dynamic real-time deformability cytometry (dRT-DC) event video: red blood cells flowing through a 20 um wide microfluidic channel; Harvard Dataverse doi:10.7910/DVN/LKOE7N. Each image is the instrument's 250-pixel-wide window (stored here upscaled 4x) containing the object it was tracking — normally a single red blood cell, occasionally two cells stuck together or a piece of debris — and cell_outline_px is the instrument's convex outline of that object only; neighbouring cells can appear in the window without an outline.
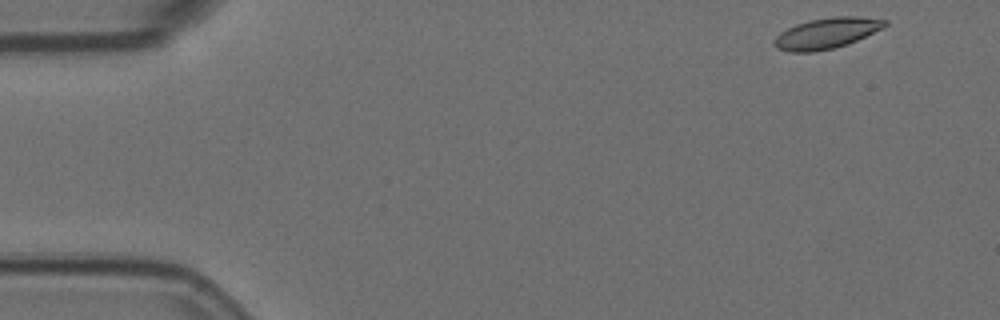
{"species": "Egyptian fruit bat (a non-hibernating species)", "species_latin": "Rousettus aegyptiacus", "temperature_condition": "room temperature", "stored_images_in_passage": 51, "camera_frame_rate_fps": 3000, "um_per_image_px": 0.085, "animal": {"sex": "female"}, "frame": {"image": 1, "passage_image": 1, "time_ms": 0.0, "image_size_px": [1000, 320], "cell_outline_px": [[888, 24], [884, 28], [848, 44], [832, 48], [812, 52], [788, 52], [776, 48], [772, 44], [772, 40], [780, 32], [796, 24], [808, 20], [832, 16], [860, 16], [888, 20]], "centroid_in_image_um": [70.25, 2.82], "position_along_channel_um": 14.7, "area_um2": 20.11}}
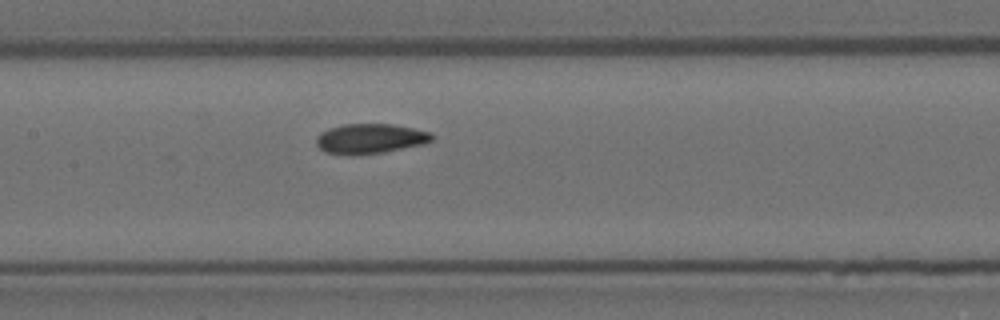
{"frame": {"image": 2, "passage_image": 24, "time_ms": 7.667, "image_size_px": [1000, 320], "cell_outline_px": [[436, 136], [432, 140], [424, 144], [380, 152], [352, 156], [324, 152], [316, 144], [316, 136], [320, 132], [328, 128], [344, 124], [392, 124], [432, 132]], "centroid_in_image_um": [31.44, 11.78], "position_along_channel_um": 176.0, "area_um2": 20.29}}
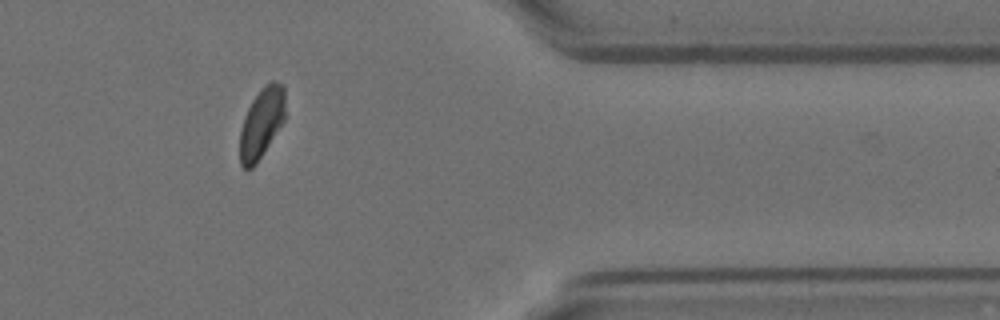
{"frame": {"image": 3, "passage_image": 44, "time_ms": 14.333, "image_size_px": [1000, 320], "cell_outline_px": [[284, 120], [256, 164], [252, 168], [244, 168], [240, 164], [240, 128], [244, 116], [252, 100], [264, 84], [272, 80], [276, 80], [284, 88]], "centroid_in_image_um": [22.21, 10.43], "position_along_channel_um": 389.2, "area_um2": 18.38}}